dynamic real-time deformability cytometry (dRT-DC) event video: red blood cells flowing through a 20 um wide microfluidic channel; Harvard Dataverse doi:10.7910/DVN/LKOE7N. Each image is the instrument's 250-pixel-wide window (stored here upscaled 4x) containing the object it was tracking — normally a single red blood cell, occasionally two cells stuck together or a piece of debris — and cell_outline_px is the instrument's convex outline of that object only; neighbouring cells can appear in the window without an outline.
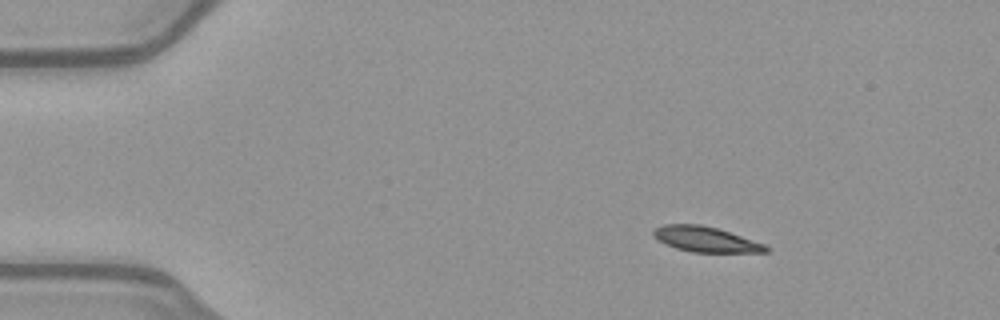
{"species": "common noctule bat (a hibernating species)", "species_latin": "Nyctalus noctula", "temperature_condition": "warm", "stored_images_in_passage": 52, "camera_frame_rate_fps": 3000, "um_per_image_px": 0.085, "animal": {"sex": "female", "body_mass_g": 21.9}, "frame": {"image": 1, "passage_image": 8, "time_ms": 2.333, "image_size_px": [1000, 320], "cell_outline_px": [[772, 248], [768, 252], [692, 252], [676, 248], [664, 244], [652, 232], [652, 228], [664, 224], [700, 224], [716, 228], [764, 244]], "centroid_in_image_um": [59.96, 20.34], "position_along_channel_um": 25.0, "area_um2": 16.42}}
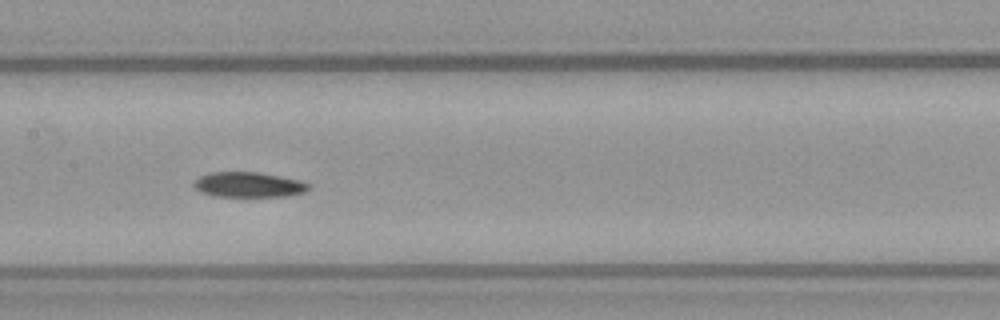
{"frame": {"image": 2, "passage_image": 26, "time_ms": 8.333, "image_size_px": [1000, 320], "cell_outline_px": [[312, 188], [304, 192], [288, 196], [216, 196], [200, 192], [192, 184], [200, 176], [208, 172], [260, 172], [300, 180], [308, 184]], "centroid_in_image_um": [21.14, 15.69], "position_along_channel_um": 186.3, "area_um2": 16.82}}
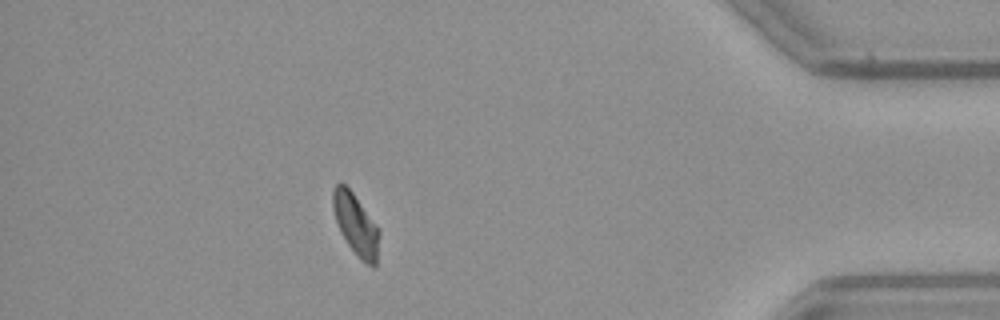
{"frame": {"image": 3, "passage_image": 46, "time_ms": 15.0, "image_size_px": [1000, 320], "cell_outline_px": [[380, 232], [376, 268], [372, 268], [360, 260], [348, 244], [340, 232], [332, 208], [332, 192], [336, 184], [340, 180], [352, 192], [380, 228]], "centroid_in_image_um": [30.26, 19.11], "position_along_channel_um": 404.9, "area_um2": 16.88}, "authors_computed_cell_mechanics": {"area_um2": 16.9932, "velocity_mm_per_s": 3.9945, "shape_relaxation_time_tau1_ms": 6.7357, "shape_relaxation_time_tau2_ms": null, "deformation_change_tau1": 0.157, "deformation_change_tau2": null}}